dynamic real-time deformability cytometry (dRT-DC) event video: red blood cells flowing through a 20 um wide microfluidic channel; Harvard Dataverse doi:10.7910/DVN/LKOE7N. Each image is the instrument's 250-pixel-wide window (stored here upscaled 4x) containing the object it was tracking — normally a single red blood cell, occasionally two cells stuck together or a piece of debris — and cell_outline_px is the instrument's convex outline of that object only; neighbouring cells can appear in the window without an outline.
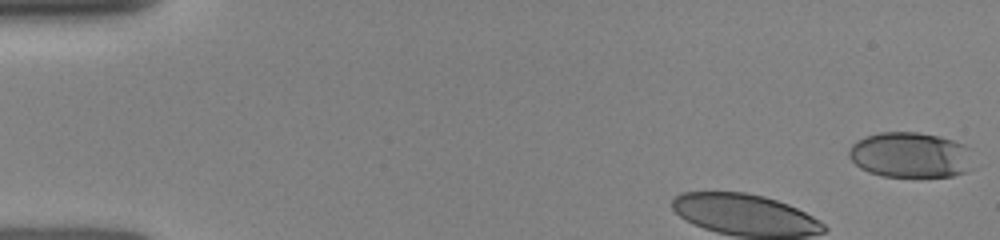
{"species": "human", "species_latin": "Homo sapiens", "temperature_condition": "room temperature", "stored_images_in_passage": 10, "segment_of_instrument_passage": [1, 2], "camera_frame_rate_fps": 3000, "um_per_image_px": 0.085, "donor": {"sex": "female"}, "frame": {"image": 1, "passage_image": 1, "time_ms": 0.0, "image_size_px": [1000, 240], "cell_outline_px": [[976, 168], [968, 172], [952, 176], [912, 180], [884, 176], [868, 172], [860, 168], [848, 156], [848, 148], [856, 140], [864, 136], [880, 132], [916, 132], [940, 136], [964, 144], [972, 148]], "centroid_in_image_um": [77.47, 13.22], "position_along_channel_um": 7.5, "area_um2": 34.74}}
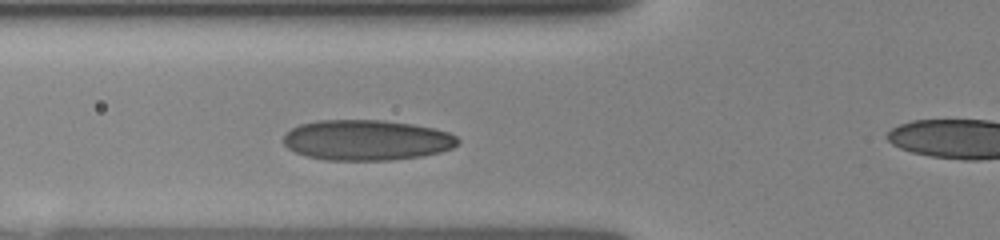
{"frame": {"image": 2, "passage_image": 9, "time_ms": 4.0, "image_size_px": [1000, 240], "cell_outline_px": [[460, 140], [452, 148], [440, 152], [420, 156], [392, 160], [328, 160], [308, 156], [296, 152], [288, 148], [284, 144], [284, 136], [292, 128], [300, 124], [320, 120], [384, 120], [412, 124], [432, 128], [448, 132], [456, 136]], "centroid_in_image_um": [31.17, 11.9], "position_along_channel_um": 94.6, "area_um2": 40.92}}